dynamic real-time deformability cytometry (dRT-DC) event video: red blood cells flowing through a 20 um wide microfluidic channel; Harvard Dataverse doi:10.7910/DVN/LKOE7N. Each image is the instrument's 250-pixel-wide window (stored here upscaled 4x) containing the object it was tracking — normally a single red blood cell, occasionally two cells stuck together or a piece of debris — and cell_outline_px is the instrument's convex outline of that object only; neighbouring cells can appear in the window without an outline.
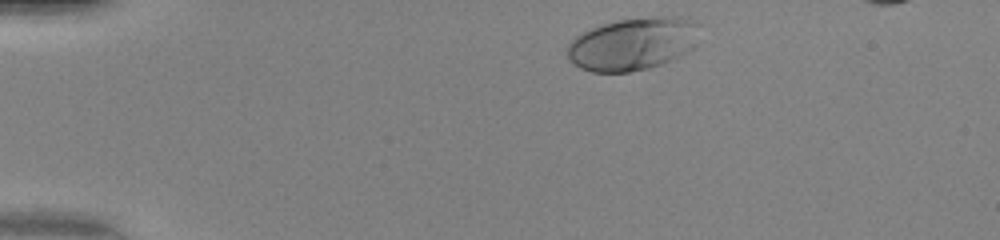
{"species": "human", "species_latin": "Homo sapiens", "temperature_condition": "warm", "stored_images_in_passage": 35, "camera_frame_rate_fps": 3000, "um_per_image_px": 0.085, "donor": {"sex": "female"}, "frame": {"image": 1, "passage_image": 2, "time_ms": 0.333, "image_size_px": [1000, 240], "cell_outline_px": [[700, 24], [696, 44], [692, 48], [680, 56], [660, 64], [648, 68], [628, 72], [592, 72], [580, 68], [568, 60], [568, 44], [576, 36], [592, 28], [616, 20], [656, 16], [688, 16], [696, 20]], "centroid_in_image_um": [53.84, 3.71], "position_along_channel_um": 31.2, "area_um2": 40.92}}
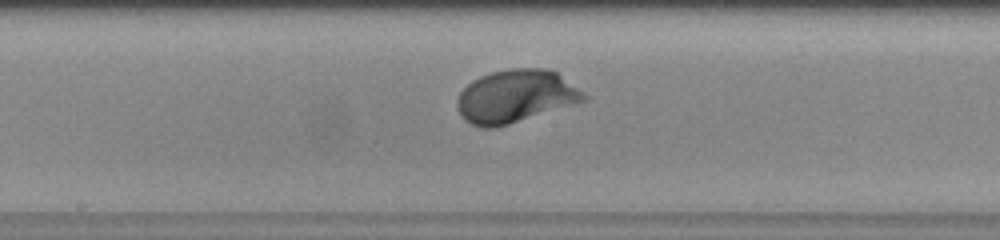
{"frame": {"image": 2, "passage_image": 20, "time_ms": 6.333, "image_size_px": [1000, 240], "cell_outline_px": [[592, 96], [588, 100], [508, 124], [492, 128], [484, 128], [472, 124], [464, 120], [456, 108], [456, 100], [460, 92], [472, 80], [480, 76], [492, 72], [508, 68], [544, 68], [556, 72]], "centroid_in_image_um": [43.85, 8.18], "position_along_channel_um": 204.4, "area_um2": 39.25}}
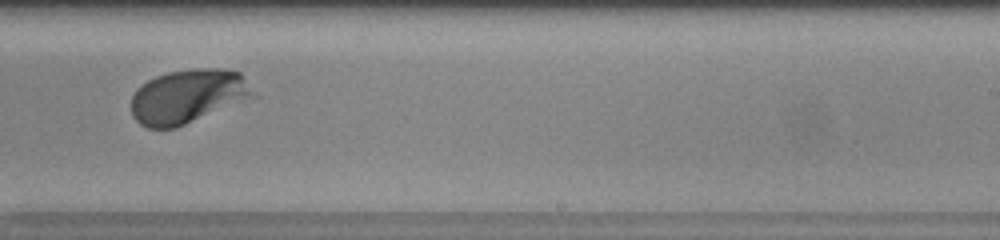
{"frame": {"image": 3, "passage_image": 25, "time_ms": 8.0, "image_size_px": [1000, 240], "cell_outline_px": [[260, 96], [176, 128], [148, 128], [140, 124], [132, 116], [132, 96], [136, 88], [148, 80], [156, 76], [168, 72], [196, 68], [224, 68], [240, 72]], "centroid_in_image_um": [16.04, 8.19], "position_along_channel_um": 273.0, "area_um2": 39.07}, "authors_computed_cell_mechanics": {"area_um2": 37.1076, "velocity_mm_per_s": 4.1512, "shape_relaxation_time_tau1_ms": 1.3438, "shape_relaxation_time_tau2_ms": null, "deformation_change_tau1": 0.1669, "deformation_change_tau2": null}}